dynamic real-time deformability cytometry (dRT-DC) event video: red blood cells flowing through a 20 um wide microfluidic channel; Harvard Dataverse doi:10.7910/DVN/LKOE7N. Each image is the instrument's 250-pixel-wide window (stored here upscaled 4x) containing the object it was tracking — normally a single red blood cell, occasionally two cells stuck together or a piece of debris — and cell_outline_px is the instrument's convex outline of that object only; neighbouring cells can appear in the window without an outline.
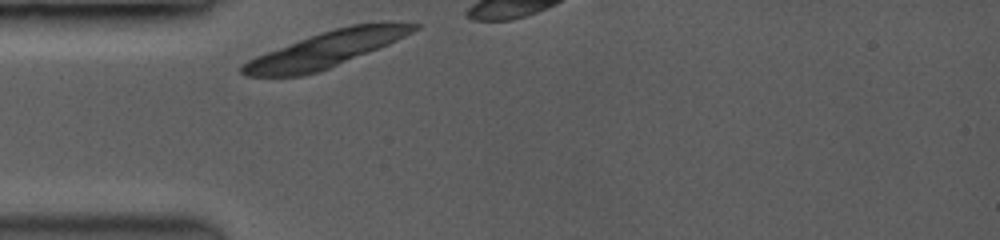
{"species": "common noctule bat (a hibernating species)", "species_latin": "Nyctalus noctula", "temperature_condition": "room temperature", "stored_images_in_passage": 8, "camera_frame_rate_fps": 3500, "um_per_image_px": 0.085, "animal": {"sex": "female", "body_mass_g": 19.0, "forearm_length_mm": 53.3}, "frame": {"image": 1, "passage_image": 1, "time_ms": 0.0, "image_size_px": [1000, 240], "cell_outline_px": [[420, 28], [388, 44], [328, 68], [316, 72], [300, 76], [244, 76], [240, 72], [240, 64], [256, 56], [320, 32], [352, 24], [384, 20], [420, 24]], "centroid_in_image_um": [27.73, 4.16], "position_along_channel_um": 57.3, "area_um2": 35.55}}